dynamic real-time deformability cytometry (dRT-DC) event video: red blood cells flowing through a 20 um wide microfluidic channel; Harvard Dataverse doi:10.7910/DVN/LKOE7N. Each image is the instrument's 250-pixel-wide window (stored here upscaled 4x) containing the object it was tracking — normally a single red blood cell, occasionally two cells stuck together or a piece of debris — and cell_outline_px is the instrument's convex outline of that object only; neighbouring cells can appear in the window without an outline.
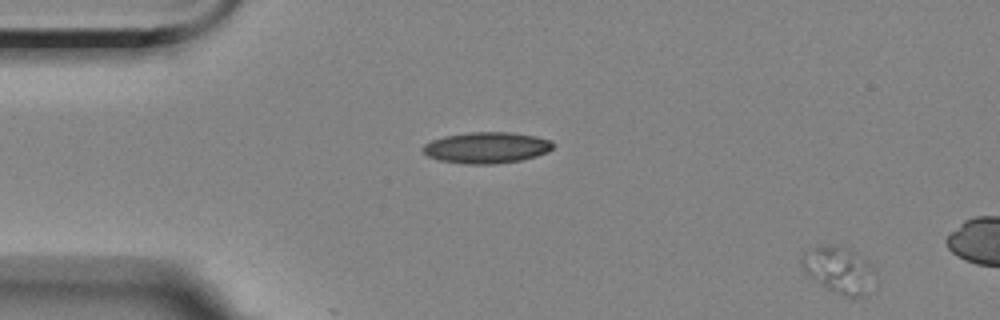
{"species": "Egyptian fruit bat (a non-hibernating species)", "species_latin": "Rousettus aegyptiacus", "temperature_condition": "room temperature", "stored_images_in_passage": 4, "segment_of_instrument_passage": [1, 2], "camera_frame_rate_fps": 3000, "um_per_image_px": 0.085, "animal": {"sex": "female"}, "frame": {"image": 1, "passage_image": 1, "time_ms": 0.0, "image_size_px": [1000, 320], "cell_outline_px": [[872, 264], [868, 292], [864, 296], [844, 296], [832, 292], [820, 284], [800, 264], [800, 256], [804, 248], [832, 244], [836, 244], [848, 248], [864, 256]], "centroid_in_image_um": [71.24, 22.87], "position_along_channel_um": 13.8, "area_um2": 19.77}}